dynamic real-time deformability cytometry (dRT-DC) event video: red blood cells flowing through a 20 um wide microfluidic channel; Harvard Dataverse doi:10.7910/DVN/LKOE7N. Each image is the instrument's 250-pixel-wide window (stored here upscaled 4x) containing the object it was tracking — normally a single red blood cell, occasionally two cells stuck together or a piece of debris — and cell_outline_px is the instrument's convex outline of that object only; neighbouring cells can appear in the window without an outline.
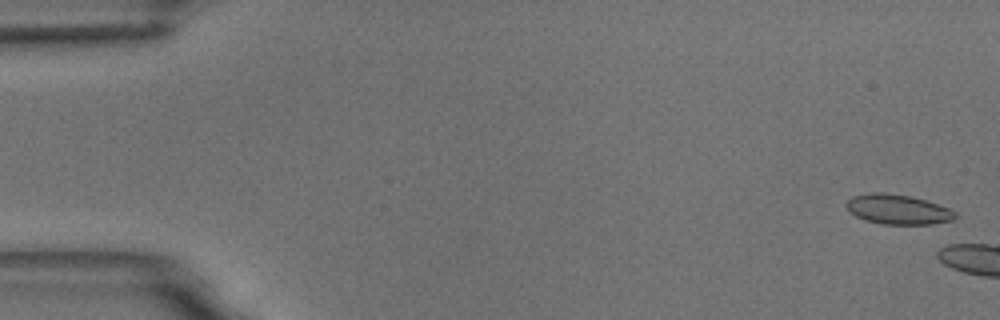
{"species": "common noctule bat (a hibernating species)", "species_latin": "Nyctalus noctula", "temperature_condition": "room temperature", "stored_images_in_passage": 6, "camera_frame_rate_fps": 3000, "um_per_image_px": 0.085, "animal": {"sex": "male", "body_mass_g": 18.8}, "frame": {"image": 1, "passage_image": 2, "time_ms": 0.333, "image_size_px": [1000, 320], "cell_outline_px": [[956, 216], [952, 220], [932, 224], [884, 224], [864, 220], [848, 212], [844, 204], [852, 196], [872, 192], [884, 192], [908, 196], [924, 200], [948, 208], [956, 212]], "centroid_in_image_um": [76.25, 17.8], "position_along_channel_um": 8.7, "area_um2": 18.84}}